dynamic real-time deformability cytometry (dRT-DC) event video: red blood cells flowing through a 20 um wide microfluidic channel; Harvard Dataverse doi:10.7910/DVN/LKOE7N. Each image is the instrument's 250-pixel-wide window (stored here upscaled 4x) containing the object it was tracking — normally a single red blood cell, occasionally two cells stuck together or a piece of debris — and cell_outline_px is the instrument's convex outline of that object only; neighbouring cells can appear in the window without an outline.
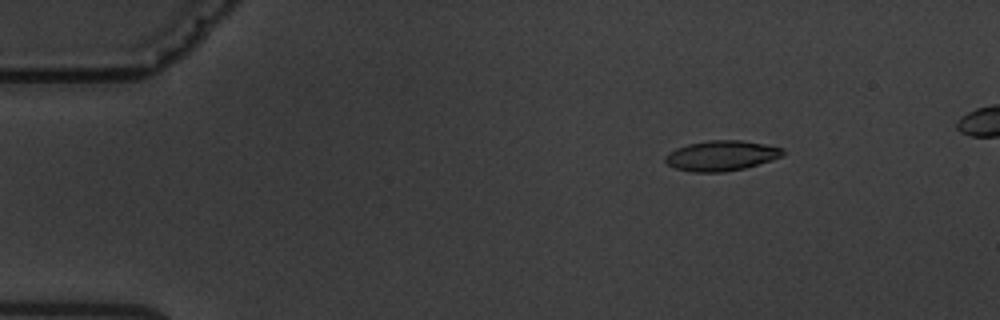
{"species": "common noctule bat (a hibernating species)", "species_latin": "Nyctalus noctula", "temperature_condition": "warm", "stored_images_in_passage": 6, "segment_of_instrument_passage": [1, 2], "camera_frame_rate_fps": 3000, "um_per_image_px": 0.085, "animal": {"sex": "male", "body_mass_g": 19.5, "forearm_length_mm": 54.6}, "frame": {"image": 1, "passage_image": 3, "time_ms": 2.333, "image_size_px": [1000, 320], "cell_outline_px": [[784, 152], [780, 156], [772, 160], [744, 168], [724, 172], [692, 172], [676, 168], [668, 164], [664, 160], [664, 156], [668, 152], [676, 148], [688, 144], [708, 140], [744, 140], [784, 148]], "centroid_in_image_um": [61.29, 13.22], "position_along_channel_um": 23.7, "area_um2": 20.69}}